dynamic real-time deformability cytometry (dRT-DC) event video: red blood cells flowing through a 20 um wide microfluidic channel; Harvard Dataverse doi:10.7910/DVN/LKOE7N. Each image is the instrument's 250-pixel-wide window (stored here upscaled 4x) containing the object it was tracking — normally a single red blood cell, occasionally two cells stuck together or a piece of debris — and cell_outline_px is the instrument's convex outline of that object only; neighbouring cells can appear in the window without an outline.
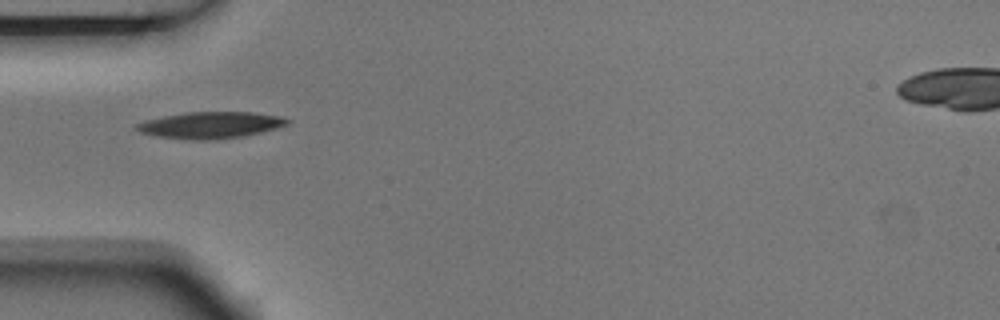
{"species": "Egyptian fruit bat (a non-hibernating species)", "species_latin": "Rousettus aegyptiacus", "temperature_condition": "room temperature", "stored_images_in_passage": 3, "camera_frame_rate_fps": 3000, "um_per_image_px": 0.085, "animal": {"sex": "male"}, "frame": {"image": 1, "passage_image": 2, "time_ms": 0.333, "image_size_px": [1000, 320], "cell_outline_px": [[292, 120], [288, 124], [276, 128], [244, 136], [212, 140], [192, 140], [156, 136], [140, 132], [132, 128], [136, 124], [148, 120], [164, 116], [188, 112], [252, 112], [284, 116]], "centroid_in_image_um": [17.92, 10.63], "position_along_channel_um": 67.1, "area_um2": 23.41}}
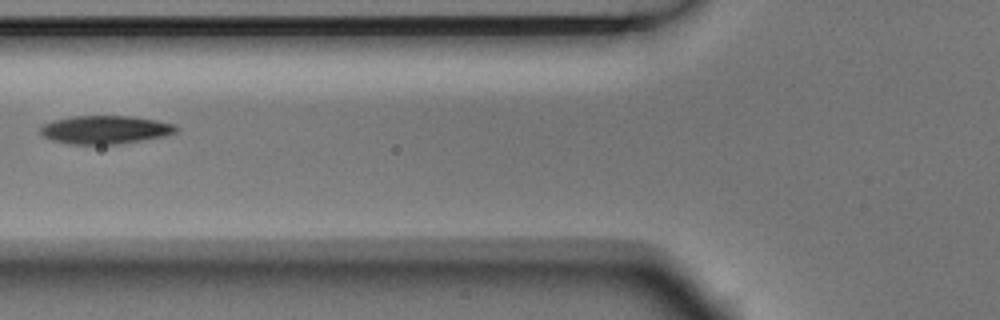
{"frame": {"image": 2, "passage_image": 3, "time_ms": 0.667, "image_size_px": [1000, 320], "cell_outline_px": [[180, 128], [176, 132], [164, 136], [116, 144], [68, 144], [52, 140], [44, 136], [40, 132], [40, 124], [72, 116], [128, 116], [176, 124]], "centroid_in_image_um": [8.92, 11.02], "position_along_channel_um": 116.9, "area_um2": 22.2}}